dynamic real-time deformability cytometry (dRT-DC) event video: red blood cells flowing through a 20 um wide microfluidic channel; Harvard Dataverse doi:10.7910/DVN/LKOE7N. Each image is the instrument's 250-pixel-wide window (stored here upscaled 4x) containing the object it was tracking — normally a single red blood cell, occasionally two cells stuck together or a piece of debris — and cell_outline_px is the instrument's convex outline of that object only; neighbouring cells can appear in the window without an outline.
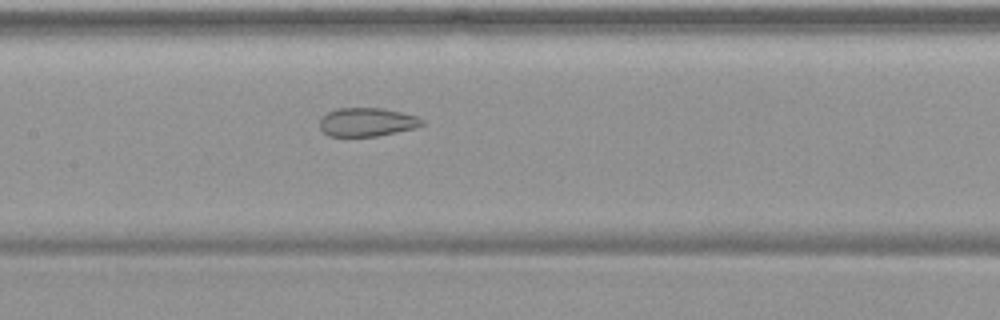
{"species": "common noctule bat (a hibernating species)", "species_latin": "Nyctalus noctula", "temperature_condition": "warm", "stored_images_in_passage": 55, "camera_frame_rate_fps": 3000, "um_per_image_px": 0.085, "animal": {"sex": "female", "body_mass_g": 19.9}, "frame": {"image": 1, "passage_image": 27, "time_ms": 8.667, "image_size_px": [1000, 320], "cell_outline_px": [[424, 124], [416, 128], [380, 136], [328, 136], [320, 128], [320, 120], [328, 112], [336, 108], [384, 108], [416, 116], [424, 120]], "centroid_in_image_um": [31.22, 10.38], "position_along_channel_um": 176.2, "area_um2": 17.11}}
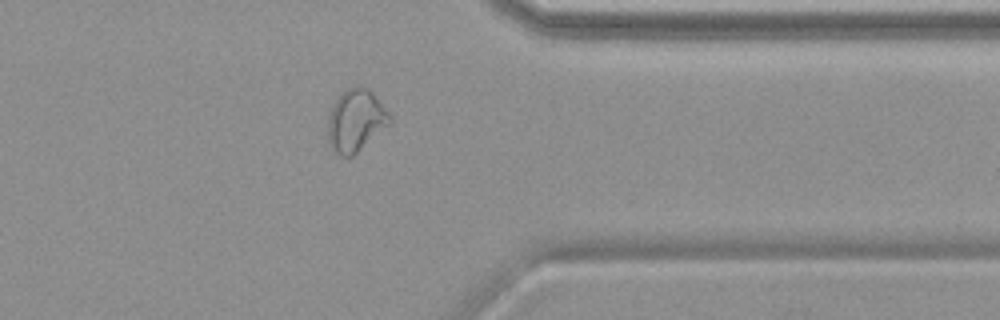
{"frame": {"image": 2, "passage_image": 44, "time_ms": 14.333, "image_size_px": [1000, 320], "cell_outline_px": [[392, 124], [352, 156], [340, 156], [332, 152], [328, 140], [328, 116], [332, 104], [348, 88], [356, 84], [360, 84], [368, 88], [376, 96], [392, 116]], "centroid_in_image_um": [30.26, 10.24], "position_along_channel_um": 381.1, "area_um2": 22.89}}
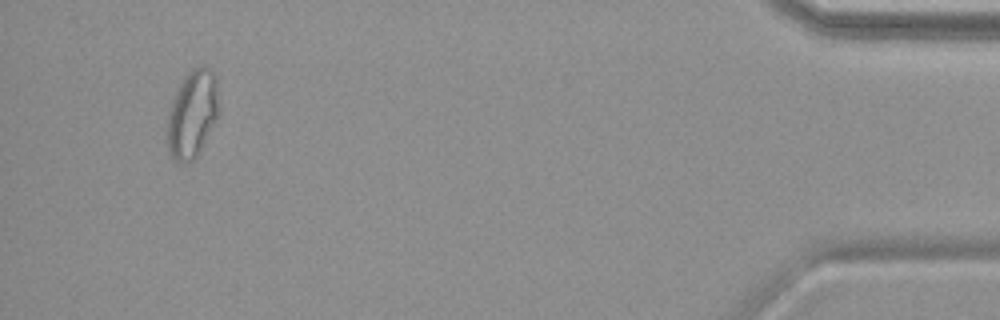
{"frame": {"image": 3, "passage_image": 52, "time_ms": 17.0, "image_size_px": [1000, 320], "cell_outline_px": [[220, 112], [216, 120], [196, 156], [192, 160], [184, 164], [176, 164], [168, 156], [164, 136], [164, 128], [168, 112], [172, 100], [184, 76], [192, 68], [200, 64], [208, 64], [212, 68], [216, 76], [220, 104]], "centroid_in_image_um": [16.31, 9.69], "position_along_channel_um": 418.9, "area_um2": 27.74}, "authors_computed_cell_mechanics": {"area_um2": 24.276, "velocity_mm_per_s": 3.7452, "shape_relaxation_time_tau1_ms": null, "shape_relaxation_time_tau2_ms": 1.4477, "deformation_change_tau1": null, "deformation_change_tau2": 0.0827}}